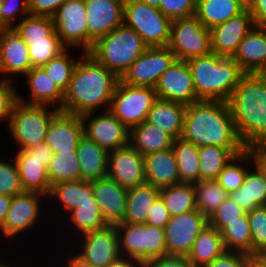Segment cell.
<instances>
[{
    "mask_svg": "<svg viewBox=\"0 0 266 267\" xmlns=\"http://www.w3.org/2000/svg\"><path fill=\"white\" fill-rule=\"evenodd\" d=\"M80 52L82 54L73 70L69 87L64 92L61 111L83 115L109 110L120 78L88 52Z\"/></svg>",
    "mask_w": 266,
    "mask_h": 267,
    "instance_id": "obj_1",
    "label": "cell"
},
{
    "mask_svg": "<svg viewBox=\"0 0 266 267\" xmlns=\"http://www.w3.org/2000/svg\"><path fill=\"white\" fill-rule=\"evenodd\" d=\"M181 138L198 147L247 149L237 134L229 104L224 101L200 100L187 105Z\"/></svg>",
    "mask_w": 266,
    "mask_h": 267,
    "instance_id": "obj_2",
    "label": "cell"
},
{
    "mask_svg": "<svg viewBox=\"0 0 266 267\" xmlns=\"http://www.w3.org/2000/svg\"><path fill=\"white\" fill-rule=\"evenodd\" d=\"M227 103L239 138L252 148L266 133V73H244Z\"/></svg>",
    "mask_w": 266,
    "mask_h": 267,
    "instance_id": "obj_3",
    "label": "cell"
},
{
    "mask_svg": "<svg viewBox=\"0 0 266 267\" xmlns=\"http://www.w3.org/2000/svg\"><path fill=\"white\" fill-rule=\"evenodd\" d=\"M199 100L227 102L244 74L233 58L213 52L187 61Z\"/></svg>",
    "mask_w": 266,
    "mask_h": 267,
    "instance_id": "obj_4",
    "label": "cell"
},
{
    "mask_svg": "<svg viewBox=\"0 0 266 267\" xmlns=\"http://www.w3.org/2000/svg\"><path fill=\"white\" fill-rule=\"evenodd\" d=\"M147 49L142 38L123 23L99 38L88 53L121 78Z\"/></svg>",
    "mask_w": 266,
    "mask_h": 267,
    "instance_id": "obj_5",
    "label": "cell"
},
{
    "mask_svg": "<svg viewBox=\"0 0 266 267\" xmlns=\"http://www.w3.org/2000/svg\"><path fill=\"white\" fill-rule=\"evenodd\" d=\"M45 105L26 104L17 101L7 127L17 150H27L45 142L47 128L60 111Z\"/></svg>",
    "mask_w": 266,
    "mask_h": 267,
    "instance_id": "obj_6",
    "label": "cell"
},
{
    "mask_svg": "<svg viewBox=\"0 0 266 267\" xmlns=\"http://www.w3.org/2000/svg\"><path fill=\"white\" fill-rule=\"evenodd\" d=\"M123 23L132 28L148 47H165L172 21L159 9L140 0L124 1Z\"/></svg>",
    "mask_w": 266,
    "mask_h": 267,
    "instance_id": "obj_7",
    "label": "cell"
},
{
    "mask_svg": "<svg viewBox=\"0 0 266 267\" xmlns=\"http://www.w3.org/2000/svg\"><path fill=\"white\" fill-rule=\"evenodd\" d=\"M158 99L155 88L117 83L109 110L128 129L145 122Z\"/></svg>",
    "mask_w": 266,
    "mask_h": 267,
    "instance_id": "obj_8",
    "label": "cell"
},
{
    "mask_svg": "<svg viewBox=\"0 0 266 267\" xmlns=\"http://www.w3.org/2000/svg\"><path fill=\"white\" fill-rule=\"evenodd\" d=\"M167 47L175 54L177 60L182 61L208 55L212 52L210 29L195 15L173 20Z\"/></svg>",
    "mask_w": 266,
    "mask_h": 267,
    "instance_id": "obj_9",
    "label": "cell"
},
{
    "mask_svg": "<svg viewBox=\"0 0 266 267\" xmlns=\"http://www.w3.org/2000/svg\"><path fill=\"white\" fill-rule=\"evenodd\" d=\"M84 0H67L51 16L61 42L67 48L88 52V27Z\"/></svg>",
    "mask_w": 266,
    "mask_h": 267,
    "instance_id": "obj_10",
    "label": "cell"
},
{
    "mask_svg": "<svg viewBox=\"0 0 266 267\" xmlns=\"http://www.w3.org/2000/svg\"><path fill=\"white\" fill-rule=\"evenodd\" d=\"M175 54L167 47H148L123 74L120 80L130 86L153 87L161 75L176 61Z\"/></svg>",
    "mask_w": 266,
    "mask_h": 267,
    "instance_id": "obj_11",
    "label": "cell"
},
{
    "mask_svg": "<svg viewBox=\"0 0 266 267\" xmlns=\"http://www.w3.org/2000/svg\"><path fill=\"white\" fill-rule=\"evenodd\" d=\"M81 119L84 135L106 151L129 144V129L110 110L85 113Z\"/></svg>",
    "mask_w": 266,
    "mask_h": 267,
    "instance_id": "obj_12",
    "label": "cell"
},
{
    "mask_svg": "<svg viewBox=\"0 0 266 267\" xmlns=\"http://www.w3.org/2000/svg\"><path fill=\"white\" fill-rule=\"evenodd\" d=\"M47 199V196L38 192L24 191L12 197L10 207L7 213L6 220L0 228V233L8 239H15L27 230L34 229L41 217V211L44 207L42 201ZM37 222V223H36Z\"/></svg>",
    "mask_w": 266,
    "mask_h": 267,
    "instance_id": "obj_13",
    "label": "cell"
},
{
    "mask_svg": "<svg viewBox=\"0 0 266 267\" xmlns=\"http://www.w3.org/2000/svg\"><path fill=\"white\" fill-rule=\"evenodd\" d=\"M207 225L208 219L197 209L171 216L164 228L167 254L187 256Z\"/></svg>",
    "mask_w": 266,
    "mask_h": 267,
    "instance_id": "obj_14",
    "label": "cell"
},
{
    "mask_svg": "<svg viewBox=\"0 0 266 267\" xmlns=\"http://www.w3.org/2000/svg\"><path fill=\"white\" fill-rule=\"evenodd\" d=\"M77 238L81 243L75 251L94 267H106L121 255L116 226L107 225Z\"/></svg>",
    "mask_w": 266,
    "mask_h": 267,
    "instance_id": "obj_15",
    "label": "cell"
},
{
    "mask_svg": "<svg viewBox=\"0 0 266 267\" xmlns=\"http://www.w3.org/2000/svg\"><path fill=\"white\" fill-rule=\"evenodd\" d=\"M88 27V52L94 43L123 24V0H84Z\"/></svg>",
    "mask_w": 266,
    "mask_h": 267,
    "instance_id": "obj_16",
    "label": "cell"
},
{
    "mask_svg": "<svg viewBox=\"0 0 266 267\" xmlns=\"http://www.w3.org/2000/svg\"><path fill=\"white\" fill-rule=\"evenodd\" d=\"M155 91L159 99L189 105L200 101L187 61L176 60L160 77Z\"/></svg>",
    "mask_w": 266,
    "mask_h": 267,
    "instance_id": "obj_17",
    "label": "cell"
},
{
    "mask_svg": "<svg viewBox=\"0 0 266 267\" xmlns=\"http://www.w3.org/2000/svg\"><path fill=\"white\" fill-rule=\"evenodd\" d=\"M107 177L127 190L145 184L144 156L129 144L109 152Z\"/></svg>",
    "mask_w": 266,
    "mask_h": 267,
    "instance_id": "obj_18",
    "label": "cell"
},
{
    "mask_svg": "<svg viewBox=\"0 0 266 267\" xmlns=\"http://www.w3.org/2000/svg\"><path fill=\"white\" fill-rule=\"evenodd\" d=\"M255 26L248 9L238 16L210 29L211 51L221 57L233 58L239 44Z\"/></svg>",
    "mask_w": 266,
    "mask_h": 267,
    "instance_id": "obj_19",
    "label": "cell"
},
{
    "mask_svg": "<svg viewBox=\"0 0 266 267\" xmlns=\"http://www.w3.org/2000/svg\"><path fill=\"white\" fill-rule=\"evenodd\" d=\"M32 67L28 45L24 40L13 29L0 33L1 78L15 82V77H24Z\"/></svg>",
    "mask_w": 266,
    "mask_h": 267,
    "instance_id": "obj_20",
    "label": "cell"
},
{
    "mask_svg": "<svg viewBox=\"0 0 266 267\" xmlns=\"http://www.w3.org/2000/svg\"><path fill=\"white\" fill-rule=\"evenodd\" d=\"M83 136L84 128L81 115L59 111L47 128L45 143L54 154L70 153L76 151Z\"/></svg>",
    "mask_w": 266,
    "mask_h": 267,
    "instance_id": "obj_21",
    "label": "cell"
},
{
    "mask_svg": "<svg viewBox=\"0 0 266 267\" xmlns=\"http://www.w3.org/2000/svg\"><path fill=\"white\" fill-rule=\"evenodd\" d=\"M93 196L107 225L122 223L126 213L127 189L104 177L91 181Z\"/></svg>",
    "mask_w": 266,
    "mask_h": 267,
    "instance_id": "obj_22",
    "label": "cell"
},
{
    "mask_svg": "<svg viewBox=\"0 0 266 267\" xmlns=\"http://www.w3.org/2000/svg\"><path fill=\"white\" fill-rule=\"evenodd\" d=\"M24 76L30 97L27 99L18 94L19 101L26 104L50 106L61 111L64 92L42 67H32Z\"/></svg>",
    "mask_w": 266,
    "mask_h": 267,
    "instance_id": "obj_23",
    "label": "cell"
},
{
    "mask_svg": "<svg viewBox=\"0 0 266 267\" xmlns=\"http://www.w3.org/2000/svg\"><path fill=\"white\" fill-rule=\"evenodd\" d=\"M233 59L244 73H266V28L254 26L239 44Z\"/></svg>",
    "mask_w": 266,
    "mask_h": 267,
    "instance_id": "obj_24",
    "label": "cell"
},
{
    "mask_svg": "<svg viewBox=\"0 0 266 267\" xmlns=\"http://www.w3.org/2000/svg\"><path fill=\"white\" fill-rule=\"evenodd\" d=\"M145 181L158 189L179 184L175 153L172 148L144 156Z\"/></svg>",
    "mask_w": 266,
    "mask_h": 267,
    "instance_id": "obj_25",
    "label": "cell"
},
{
    "mask_svg": "<svg viewBox=\"0 0 266 267\" xmlns=\"http://www.w3.org/2000/svg\"><path fill=\"white\" fill-rule=\"evenodd\" d=\"M248 169L242 186L231 193L229 197L234 200L245 212L266 206V177L263 170L252 162Z\"/></svg>",
    "mask_w": 266,
    "mask_h": 267,
    "instance_id": "obj_26",
    "label": "cell"
},
{
    "mask_svg": "<svg viewBox=\"0 0 266 267\" xmlns=\"http://www.w3.org/2000/svg\"><path fill=\"white\" fill-rule=\"evenodd\" d=\"M81 180L94 181L107 177L109 152L85 135L80 139L76 149Z\"/></svg>",
    "mask_w": 266,
    "mask_h": 267,
    "instance_id": "obj_27",
    "label": "cell"
},
{
    "mask_svg": "<svg viewBox=\"0 0 266 267\" xmlns=\"http://www.w3.org/2000/svg\"><path fill=\"white\" fill-rule=\"evenodd\" d=\"M24 191L38 192L48 196L51 184L47 169L27 150H18L14 155Z\"/></svg>",
    "mask_w": 266,
    "mask_h": 267,
    "instance_id": "obj_28",
    "label": "cell"
},
{
    "mask_svg": "<svg viewBox=\"0 0 266 267\" xmlns=\"http://www.w3.org/2000/svg\"><path fill=\"white\" fill-rule=\"evenodd\" d=\"M186 106L187 105L180 102L158 98L150 109L146 121L152 125L158 126V128L161 127L174 139L181 138Z\"/></svg>",
    "mask_w": 266,
    "mask_h": 267,
    "instance_id": "obj_29",
    "label": "cell"
},
{
    "mask_svg": "<svg viewBox=\"0 0 266 267\" xmlns=\"http://www.w3.org/2000/svg\"><path fill=\"white\" fill-rule=\"evenodd\" d=\"M174 138L147 121L129 129V145L143 156L170 149Z\"/></svg>",
    "mask_w": 266,
    "mask_h": 267,
    "instance_id": "obj_30",
    "label": "cell"
},
{
    "mask_svg": "<svg viewBox=\"0 0 266 267\" xmlns=\"http://www.w3.org/2000/svg\"><path fill=\"white\" fill-rule=\"evenodd\" d=\"M47 198L51 202L56 200V204L61 205L60 208L64 210L63 212L68 214L77 208L78 204L92 203V200H95L92 183L85 180L63 181L53 184Z\"/></svg>",
    "mask_w": 266,
    "mask_h": 267,
    "instance_id": "obj_31",
    "label": "cell"
},
{
    "mask_svg": "<svg viewBox=\"0 0 266 267\" xmlns=\"http://www.w3.org/2000/svg\"><path fill=\"white\" fill-rule=\"evenodd\" d=\"M225 250L221 233L208 224L195 239L187 258L193 267H204Z\"/></svg>",
    "mask_w": 266,
    "mask_h": 267,
    "instance_id": "obj_32",
    "label": "cell"
},
{
    "mask_svg": "<svg viewBox=\"0 0 266 267\" xmlns=\"http://www.w3.org/2000/svg\"><path fill=\"white\" fill-rule=\"evenodd\" d=\"M244 10L238 0H197L195 16L206 28L212 29Z\"/></svg>",
    "mask_w": 266,
    "mask_h": 267,
    "instance_id": "obj_33",
    "label": "cell"
},
{
    "mask_svg": "<svg viewBox=\"0 0 266 267\" xmlns=\"http://www.w3.org/2000/svg\"><path fill=\"white\" fill-rule=\"evenodd\" d=\"M159 196L160 189L147 183L128 189L123 222L145 223L152 204Z\"/></svg>",
    "mask_w": 266,
    "mask_h": 267,
    "instance_id": "obj_34",
    "label": "cell"
},
{
    "mask_svg": "<svg viewBox=\"0 0 266 267\" xmlns=\"http://www.w3.org/2000/svg\"><path fill=\"white\" fill-rule=\"evenodd\" d=\"M172 149L177 161L179 183L195 184L200 181L199 147L177 138L173 141Z\"/></svg>",
    "mask_w": 266,
    "mask_h": 267,
    "instance_id": "obj_35",
    "label": "cell"
},
{
    "mask_svg": "<svg viewBox=\"0 0 266 267\" xmlns=\"http://www.w3.org/2000/svg\"><path fill=\"white\" fill-rule=\"evenodd\" d=\"M244 150L213 145L199 147L200 180L216 179L227 163Z\"/></svg>",
    "mask_w": 266,
    "mask_h": 267,
    "instance_id": "obj_36",
    "label": "cell"
},
{
    "mask_svg": "<svg viewBox=\"0 0 266 267\" xmlns=\"http://www.w3.org/2000/svg\"><path fill=\"white\" fill-rule=\"evenodd\" d=\"M250 162H255V152L251 148H247L241 154L232 158L215 180L228 194L238 190L251 167L248 166L251 165Z\"/></svg>",
    "mask_w": 266,
    "mask_h": 267,
    "instance_id": "obj_37",
    "label": "cell"
},
{
    "mask_svg": "<svg viewBox=\"0 0 266 267\" xmlns=\"http://www.w3.org/2000/svg\"><path fill=\"white\" fill-rule=\"evenodd\" d=\"M195 204L207 219L229 197V194L215 179L200 180L193 184Z\"/></svg>",
    "mask_w": 266,
    "mask_h": 267,
    "instance_id": "obj_38",
    "label": "cell"
},
{
    "mask_svg": "<svg viewBox=\"0 0 266 267\" xmlns=\"http://www.w3.org/2000/svg\"><path fill=\"white\" fill-rule=\"evenodd\" d=\"M116 230L120 254L144 264V223L122 222L116 225Z\"/></svg>",
    "mask_w": 266,
    "mask_h": 267,
    "instance_id": "obj_39",
    "label": "cell"
},
{
    "mask_svg": "<svg viewBox=\"0 0 266 267\" xmlns=\"http://www.w3.org/2000/svg\"><path fill=\"white\" fill-rule=\"evenodd\" d=\"M170 216L196 210L193 184L179 183L160 189Z\"/></svg>",
    "mask_w": 266,
    "mask_h": 267,
    "instance_id": "obj_40",
    "label": "cell"
},
{
    "mask_svg": "<svg viewBox=\"0 0 266 267\" xmlns=\"http://www.w3.org/2000/svg\"><path fill=\"white\" fill-rule=\"evenodd\" d=\"M66 215L68 222H71L68 227L75 229V235L78 233V236L107 226L95 200L92 203L78 204L77 208Z\"/></svg>",
    "mask_w": 266,
    "mask_h": 267,
    "instance_id": "obj_41",
    "label": "cell"
},
{
    "mask_svg": "<svg viewBox=\"0 0 266 267\" xmlns=\"http://www.w3.org/2000/svg\"><path fill=\"white\" fill-rule=\"evenodd\" d=\"M220 233L226 250L251 255V232L247 212L240 216L239 220L230 222Z\"/></svg>",
    "mask_w": 266,
    "mask_h": 267,
    "instance_id": "obj_42",
    "label": "cell"
},
{
    "mask_svg": "<svg viewBox=\"0 0 266 267\" xmlns=\"http://www.w3.org/2000/svg\"><path fill=\"white\" fill-rule=\"evenodd\" d=\"M50 184L81 180L80 165L76 151L55 153L47 167Z\"/></svg>",
    "mask_w": 266,
    "mask_h": 267,
    "instance_id": "obj_43",
    "label": "cell"
},
{
    "mask_svg": "<svg viewBox=\"0 0 266 267\" xmlns=\"http://www.w3.org/2000/svg\"><path fill=\"white\" fill-rule=\"evenodd\" d=\"M24 42L28 45L29 57L33 67H41L67 49L61 42L56 30L45 40H24Z\"/></svg>",
    "mask_w": 266,
    "mask_h": 267,
    "instance_id": "obj_44",
    "label": "cell"
},
{
    "mask_svg": "<svg viewBox=\"0 0 266 267\" xmlns=\"http://www.w3.org/2000/svg\"><path fill=\"white\" fill-rule=\"evenodd\" d=\"M70 51L72 49L67 48L60 55L41 66L63 92L68 89L73 70L80 59V57L75 58Z\"/></svg>",
    "mask_w": 266,
    "mask_h": 267,
    "instance_id": "obj_45",
    "label": "cell"
},
{
    "mask_svg": "<svg viewBox=\"0 0 266 267\" xmlns=\"http://www.w3.org/2000/svg\"><path fill=\"white\" fill-rule=\"evenodd\" d=\"M23 40H45L56 29L50 16L29 14L12 28Z\"/></svg>",
    "mask_w": 266,
    "mask_h": 267,
    "instance_id": "obj_46",
    "label": "cell"
},
{
    "mask_svg": "<svg viewBox=\"0 0 266 267\" xmlns=\"http://www.w3.org/2000/svg\"><path fill=\"white\" fill-rule=\"evenodd\" d=\"M251 232V255H266V207H258L249 212Z\"/></svg>",
    "mask_w": 266,
    "mask_h": 267,
    "instance_id": "obj_47",
    "label": "cell"
},
{
    "mask_svg": "<svg viewBox=\"0 0 266 267\" xmlns=\"http://www.w3.org/2000/svg\"><path fill=\"white\" fill-rule=\"evenodd\" d=\"M0 158V194L16 196L23 193V187L20 180L19 171L14 158Z\"/></svg>",
    "mask_w": 266,
    "mask_h": 267,
    "instance_id": "obj_48",
    "label": "cell"
},
{
    "mask_svg": "<svg viewBox=\"0 0 266 267\" xmlns=\"http://www.w3.org/2000/svg\"><path fill=\"white\" fill-rule=\"evenodd\" d=\"M167 255L164 228L144 223V263Z\"/></svg>",
    "mask_w": 266,
    "mask_h": 267,
    "instance_id": "obj_49",
    "label": "cell"
},
{
    "mask_svg": "<svg viewBox=\"0 0 266 267\" xmlns=\"http://www.w3.org/2000/svg\"><path fill=\"white\" fill-rule=\"evenodd\" d=\"M245 211L230 197L208 218V224L221 232L230 222L239 220Z\"/></svg>",
    "mask_w": 266,
    "mask_h": 267,
    "instance_id": "obj_50",
    "label": "cell"
},
{
    "mask_svg": "<svg viewBox=\"0 0 266 267\" xmlns=\"http://www.w3.org/2000/svg\"><path fill=\"white\" fill-rule=\"evenodd\" d=\"M16 83L0 78V123H9L13 108L18 101V88Z\"/></svg>",
    "mask_w": 266,
    "mask_h": 267,
    "instance_id": "obj_51",
    "label": "cell"
},
{
    "mask_svg": "<svg viewBox=\"0 0 266 267\" xmlns=\"http://www.w3.org/2000/svg\"><path fill=\"white\" fill-rule=\"evenodd\" d=\"M197 0H160L159 10L171 21L196 14Z\"/></svg>",
    "mask_w": 266,
    "mask_h": 267,
    "instance_id": "obj_52",
    "label": "cell"
},
{
    "mask_svg": "<svg viewBox=\"0 0 266 267\" xmlns=\"http://www.w3.org/2000/svg\"><path fill=\"white\" fill-rule=\"evenodd\" d=\"M0 11L4 20L12 28L15 26L17 20V22H20L30 14L28 0H0ZM18 17L21 19L19 20Z\"/></svg>",
    "mask_w": 266,
    "mask_h": 267,
    "instance_id": "obj_53",
    "label": "cell"
},
{
    "mask_svg": "<svg viewBox=\"0 0 266 267\" xmlns=\"http://www.w3.org/2000/svg\"><path fill=\"white\" fill-rule=\"evenodd\" d=\"M170 217L164 200L159 196L152 204L145 223L158 228H165Z\"/></svg>",
    "mask_w": 266,
    "mask_h": 267,
    "instance_id": "obj_54",
    "label": "cell"
},
{
    "mask_svg": "<svg viewBox=\"0 0 266 267\" xmlns=\"http://www.w3.org/2000/svg\"><path fill=\"white\" fill-rule=\"evenodd\" d=\"M247 257L248 254L239 251L225 250L204 267H245Z\"/></svg>",
    "mask_w": 266,
    "mask_h": 267,
    "instance_id": "obj_55",
    "label": "cell"
},
{
    "mask_svg": "<svg viewBox=\"0 0 266 267\" xmlns=\"http://www.w3.org/2000/svg\"><path fill=\"white\" fill-rule=\"evenodd\" d=\"M67 0H28L31 15L52 16Z\"/></svg>",
    "mask_w": 266,
    "mask_h": 267,
    "instance_id": "obj_56",
    "label": "cell"
},
{
    "mask_svg": "<svg viewBox=\"0 0 266 267\" xmlns=\"http://www.w3.org/2000/svg\"><path fill=\"white\" fill-rule=\"evenodd\" d=\"M144 267H193L187 256L164 255L144 263Z\"/></svg>",
    "mask_w": 266,
    "mask_h": 267,
    "instance_id": "obj_57",
    "label": "cell"
},
{
    "mask_svg": "<svg viewBox=\"0 0 266 267\" xmlns=\"http://www.w3.org/2000/svg\"><path fill=\"white\" fill-rule=\"evenodd\" d=\"M248 10L255 26L266 28V0H255Z\"/></svg>",
    "mask_w": 266,
    "mask_h": 267,
    "instance_id": "obj_58",
    "label": "cell"
},
{
    "mask_svg": "<svg viewBox=\"0 0 266 267\" xmlns=\"http://www.w3.org/2000/svg\"><path fill=\"white\" fill-rule=\"evenodd\" d=\"M27 151L34 155V158L41 161L42 165L46 169L54 156V153L45 142L40 143L36 146H32L31 148L27 149Z\"/></svg>",
    "mask_w": 266,
    "mask_h": 267,
    "instance_id": "obj_59",
    "label": "cell"
},
{
    "mask_svg": "<svg viewBox=\"0 0 266 267\" xmlns=\"http://www.w3.org/2000/svg\"><path fill=\"white\" fill-rule=\"evenodd\" d=\"M106 267H144V264L140 260L120 255Z\"/></svg>",
    "mask_w": 266,
    "mask_h": 267,
    "instance_id": "obj_60",
    "label": "cell"
},
{
    "mask_svg": "<svg viewBox=\"0 0 266 267\" xmlns=\"http://www.w3.org/2000/svg\"><path fill=\"white\" fill-rule=\"evenodd\" d=\"M11 200V196L0 194V228L6 220Z\"/></svg>",
    "mask_w": 266,
    "mask_h": 267,
    "instance_id": "obj_61",
    "label": "cell"
},
{
    "mask_svg": "<svg viewBox=\"0 0 266 267\" xmlns=\"http://www.w3.org/2000/svg\"><path fill=\"white\" fill-rule=\"evenodd\" d=\"M65 261L66 267H94L75 252L74 255L68 256V259H65Z\"/></svg>",
    "mask_w": 266,
    "mask_h": 267,
    "instance_id": "obj_62",
    "label": "cell"
},
{
    "mask_svg": "<svg viewBox=\"0 0 266 267\" xmlns=\"http://www.w3.org/2000/svg\"><path fill=\"white\" fill-rule=\"evenodd\" d=\"M245 267H266V255H248Z\"/></svg>",
    "mask_w": 266,
    "mask_h": 267,
    "instance_id": "obj_63",
    "label": "cell"
},
{
    "mask_svg": "<svg viewBox=\"0 0 266 267\" xmlns=\"http://www.w3.org/2000/svg\"><path fill=\"white\" fill-rule=\"evenodd\" d=\"M251 149L259 155L266 156V133Z\"/></svg>",
    "mask_w": 266,
    "mask_h": 267,
    "instance_id": "obj_64",
    "label": "cell"
},
{
    "mask_svg": "<svg viewBox=\"0 0 266 267\" xmlns=\"http://www.w3.org/2000/svg\"><path fill=\"white\" fill-rule=\"evenodd\" d=\"M255 163L263 170L266 177V156L255 152Z\"/></svg>",
    "mask_w": 266,
    "mask_h": 267,
    "instance_id": "obj_65",
    "label": "cell"
},
{
    "mask_svg": "<svg viewBox=\"0 0 266 267\" xmlns=\"http://www.w3.org/2000/svg\"><path fill=\"white\" fill-rule=\"evenodd\" d=\"M11 29L12 27L4 20L2 13L0 11V33Z\"/></svg>",
    "mask_w": 266,
    "mask_h": 267,
    "instance_id": "obj_66",
    "label": "cell"
},
{
    "mask_svg": "<svg viewBox=\"0 0 266 267\" xmlns=\"http://www.w3.org/2000/svg\"><path fill=\"white\" fill-rule=\"evenodd\" d=\"M144 3H147L149 6L159 9L160 0H140Z\"/></svg>",
    "mask_w": 266,
    "mask_h": 267,
    "instance_id": "obj_67",
    "label": "cell"
},
{
    "mask_svg": "<svg viewBox=\"0 0 266 267\" xmlns=\"http://www.w3.org/2000/svg\"><path fill=\"white\" fill-rule=\"evenodd\" d=\"M238 1L245 9H249L255 0H238Z\"/></svg>",
    "mask_w": 266,
    "mask_h": 267,
    "instance_id": "obj_68",
    "label": "cell"
},
{
    "mask_svg": "<svg viewBox=\"0 0 266 267\" xmlns=\"http://www.w3.org/2000/svg\"><path fill=\"white\" fill-rule=\"evenodd\" d=\"M5 261V259L2 261H0V267H19L20 266V264L18 265H16L15 266V264L13 265L11 262L8 264V263H6V261ZM12 264V265H11ZM21 267H25L24 265L23 266H21Z\"/></svg>",
    "mask_w": 266,
    "mask_h": 267,
    "instance_id": "obj_69",
    "label": "cell"
}]
</instances>
